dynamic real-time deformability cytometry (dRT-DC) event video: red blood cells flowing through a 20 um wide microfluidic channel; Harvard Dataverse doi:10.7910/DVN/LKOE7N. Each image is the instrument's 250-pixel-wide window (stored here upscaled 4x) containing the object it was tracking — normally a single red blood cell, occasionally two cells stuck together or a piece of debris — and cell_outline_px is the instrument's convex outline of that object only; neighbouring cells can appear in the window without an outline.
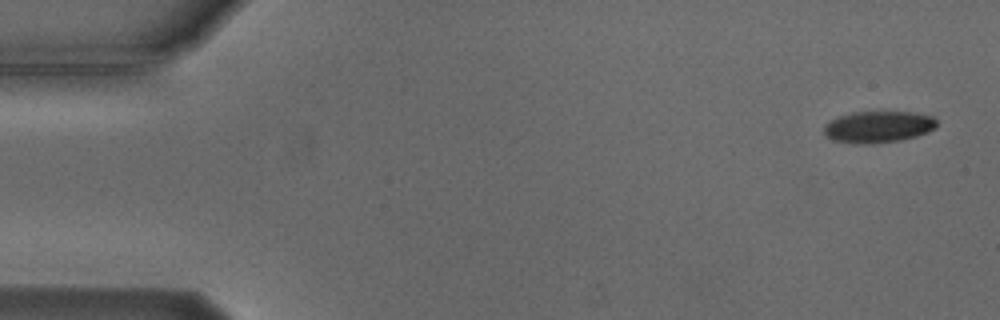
{"species": "Egyptian fruit bat (a non-hibernating species)", "species_latin": "Rousettus aegyptiacus", "temperature_condition": "cold", "stored_images_in_passage": 6, "camera_frame_rate_fps": 3000, "um_per_image_px": 0.085, "animal": {"sex": "male"}, "frame": {"image": 1, "passage_image": 1, "time_ms": 0.0, "image_size_px": [1000, 320], "cell_outline_px": [[936, 128], [928, 132], [916, 136], [900, 140], [832, 140], [824, 132], [824, 124], [828, 120], [852, 112], [916, 112], [932, 116], [936, 120]], "centroid_in_image_um": [74.71, 10.71], "position_along_channel_um": 10.3, "area_um2": 19.71}}
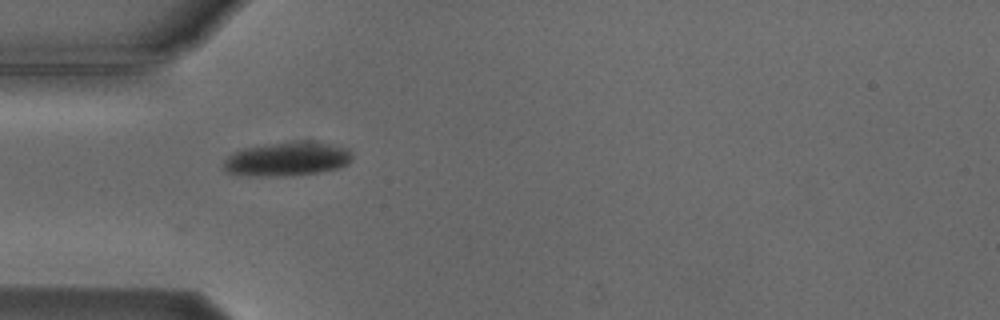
{"frame": {"image": 2, "passage_image": 5, "time_ms": 4.667, "image_size_px": [1000, 320], "cell_outline_px": [[352, 160], [348, 164], [336, 168], [316, 172], [292, 176], [252, 176], [228, 172], [224, 168], [224, 160], [228, 156], [244, 148], [264, 144], [300, 140], [316, 140], [348, 148], [352, 152]], "centroid_in_image_um": [24.46, 13.49], "position_along_channel_um": 60.5, "area_um2": 25.78}}
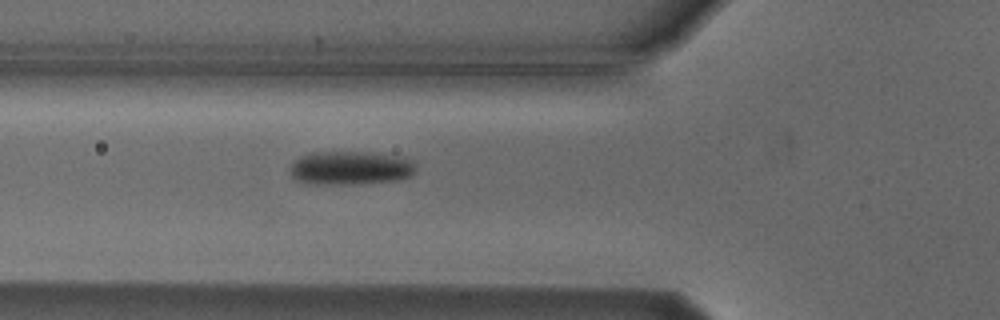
{"frame": {"image": 3, "passage_image": 6, "time_ms": 5.667, "image_size_px": [1000, 320], "cell_outline_px": [[416, 172], [412, 176], [396, 180], [352, 184], [308, 184], [296, 180], [292, 176], [292, 164], [296, 160], [312, 152], [372, 152], [404, 156], [416, 160]], "centroid_in_image_um": [29.9, 14.27], "position_along_channel_um": 95.9, "area_um2": 24.97}}